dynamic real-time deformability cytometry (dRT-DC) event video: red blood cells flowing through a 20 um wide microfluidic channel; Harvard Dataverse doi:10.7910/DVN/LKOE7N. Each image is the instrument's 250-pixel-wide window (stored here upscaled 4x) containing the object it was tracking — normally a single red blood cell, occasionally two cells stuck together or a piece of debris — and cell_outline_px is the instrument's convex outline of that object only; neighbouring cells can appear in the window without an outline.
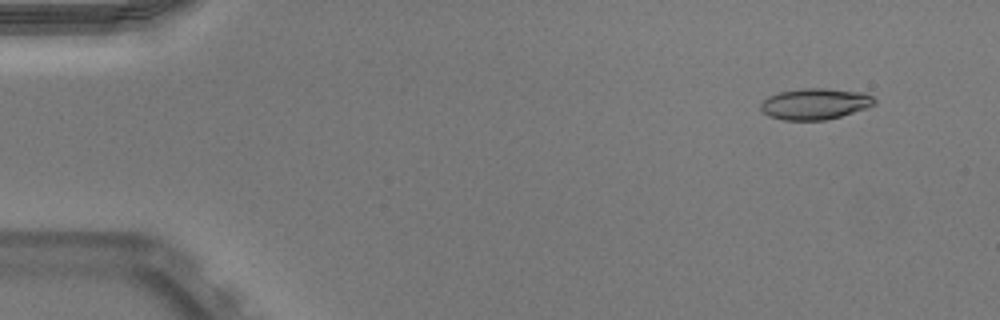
{"species": "Egyptian fruit bat (a non-hibernating species)", "species_latin": "Rousettus aegyptiacus", "temperature_condition": "warm", "stored_images_in_passage": 52, "camera_frame_rate_fps": 3000, "um_per_image_px": 0.085, "animal": {"sex": "male"}, "frame": {"image": 1, "passage_image": 5, "time_ms": 1.333, "image_size_px": [1000, 320], "cell_outline_px": [[876, 104], [868, 108], [840, 116], [824, 120], [784, 120], [768, 116], [760, 108], [760, 104], [768, 96], [780, 92], [800, 88], [828, 88], [864, 92], [872, 96], [876, 100]], "centroid_in_image_um": [69.3, 8.82], "position_along_channel_um": 15.7, "area_um2": 20.81}}
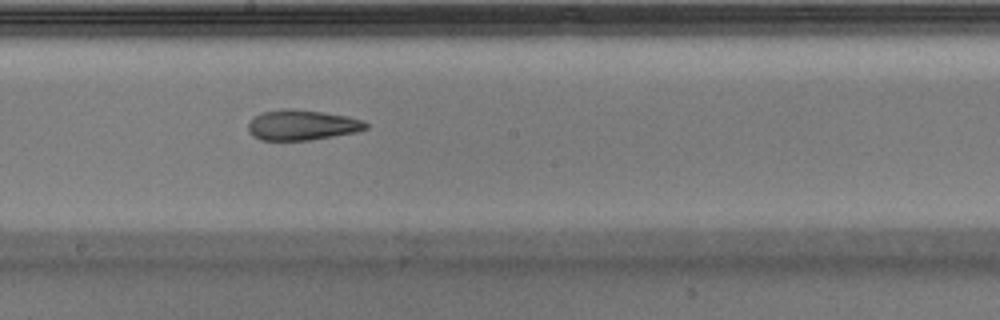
{"frame": {"image": 2, "passage_image": 29, "time_ms": 9.333, "image_size_px": [1000, 320], "cell_outline_px": [[368, 128], [356, 132], [308, 140], [260, 140], [252, 136], [248, 132], [248, 124], [260, 112], [280, 108], [288, 108], [320, 112], [348, 116], [364, 120], [368, 124]], "centroid_in_image_um": [25.65, 10.62], "position_along_channel_um": 222.5, "area_um2": 20.81}}
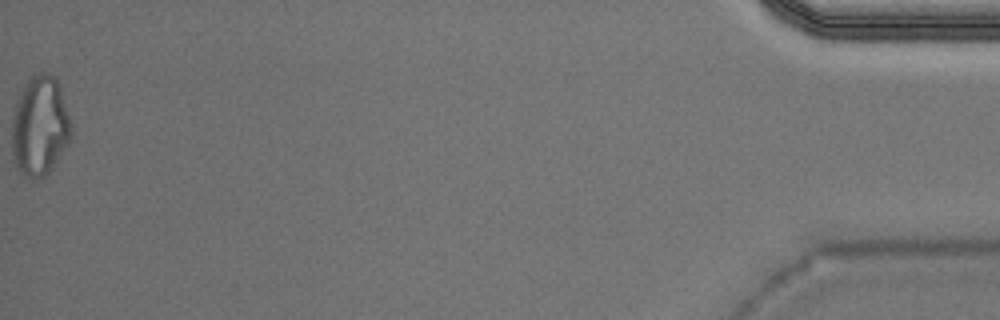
{"frame": {"image": 3, "passage_image": 52, "time_ms": 17.0, "image_size_px": [1000, 320], "cell_outline_px": [[72, 132], [68, 140], [52, 168], [44, 176], [36, 180], [32, 180], [24, 176], [16, 168], [12, 156], [12, 120], [16, 104], [20, 92], [28, 80], [32, 76], [40, 72], [44, 72], [52, 76], [56, 80], [60, 88], [72, 124]], "centroid_in_image_um": [3.36, 10.75], "position_along_channel_um": 431.8, "area_um2": 34.28}, "authors_computed_cell_mechanics": {"area_um2": 21.1548, "velocity_mm_per_s": 3.9839, "shape_relaxation_time_tau1_ms": null, "shape_relaxation_time_tau2_ms": 3.5466, "deformation_change_tau1": null, "deformation_change_tau2": 0.126}}